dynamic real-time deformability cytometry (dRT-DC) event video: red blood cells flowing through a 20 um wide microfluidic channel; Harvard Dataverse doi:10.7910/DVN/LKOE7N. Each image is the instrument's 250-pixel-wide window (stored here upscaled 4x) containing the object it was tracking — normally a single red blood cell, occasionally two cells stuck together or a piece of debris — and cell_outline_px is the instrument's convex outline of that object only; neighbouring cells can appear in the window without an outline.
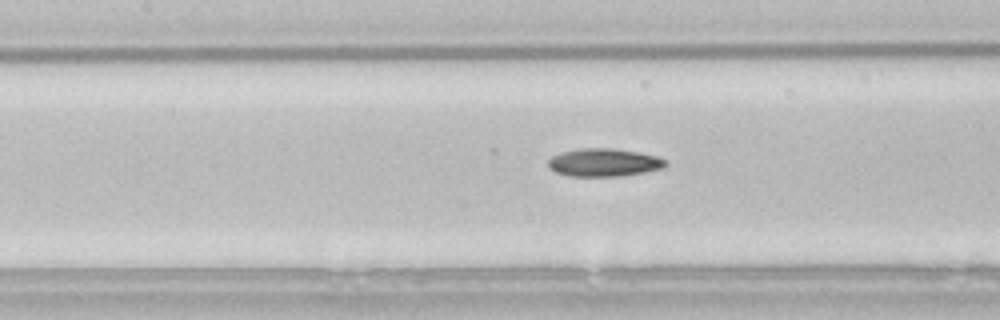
{"species": "common noctule bat (a hibernating species)", "species_latin": "Nyctalus noctula", "temperature_condition": "room temperature", "stored_images_in_passage": 36, "camera_frame_rate_fps": 3000, "um_per_image_px": 0.085, "animal": {"sex": "male", "body_mass_g": 21.5, "forearm_length_mm": 52.0}, "frame": {"image": 1, "passage_image": 7, "time_ms": 2.0, "image_size_px": [1000, 320], "cell_outline_px": [[668, 164], [664, 168], [644, 172], [620, 176], [568, 176], [556, 172], [548, 168], [548, 160], [552, 156], [560, 152], [580, 148], [612, 148], [636, 152], [656, 156], [664, 160]], "centroid_in_image_um": [51.29, 13.81], "position_along_channel_um": 156.1, "area_um2": 19.13}}
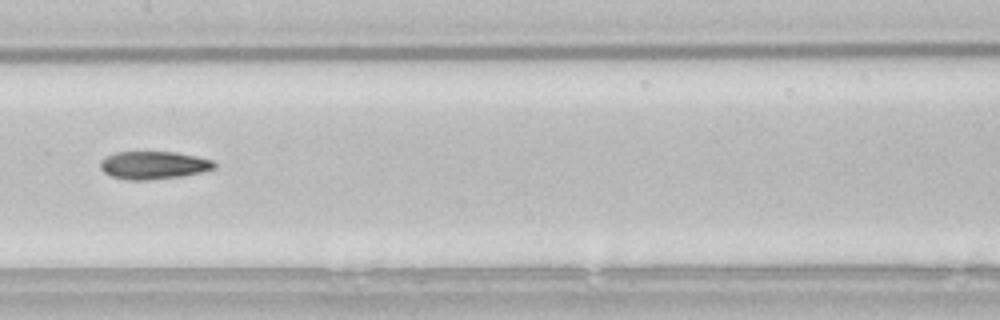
{"frame": {"image": 2, "passage_image": 10, "time_ms": 3.0, "image_size_px": [1000, 320], "cell_outline_px": [[216, 168], [200, 172], [180, 176], [148, 180], [128, 180], [112, 176], [104, 172], [100, 168], [100, 160], [104, 156], [116, 152], [176, 152], [196, 156], [212, 160], [216, 164]], "centroid_in_image_um": [13.02, 14.03], "position_along_channel_um": 194.4, "area_um2": 18.5}}
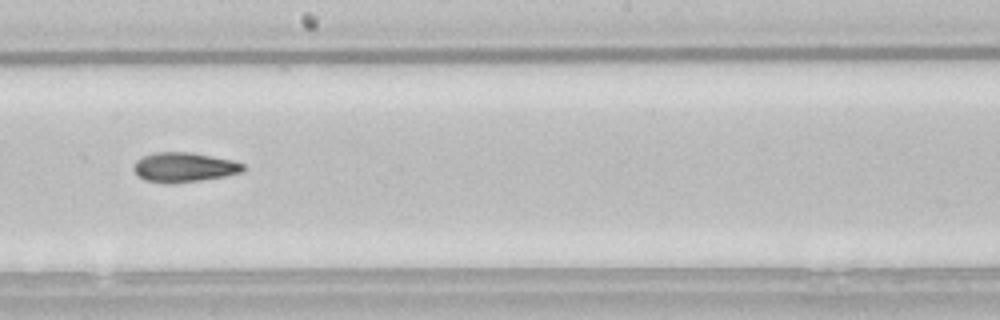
{"frame": {"image": 3, "passage_image": 13, "time_ms": 4.0, "image_size_px": [1000, 320], "cell_outline_px": [[244, 172], [224, 176], [200, 180], [172, 184], [168, 184], [144, 180], [132, 168], [136, 160], [144, 156], [156, 152], [192, 152], [232, 160], [244, 164]], "centroid_in_image_um": [15.64, 14.22], "position_along_channel_um": 232.6, "area_um2": 18.9}}